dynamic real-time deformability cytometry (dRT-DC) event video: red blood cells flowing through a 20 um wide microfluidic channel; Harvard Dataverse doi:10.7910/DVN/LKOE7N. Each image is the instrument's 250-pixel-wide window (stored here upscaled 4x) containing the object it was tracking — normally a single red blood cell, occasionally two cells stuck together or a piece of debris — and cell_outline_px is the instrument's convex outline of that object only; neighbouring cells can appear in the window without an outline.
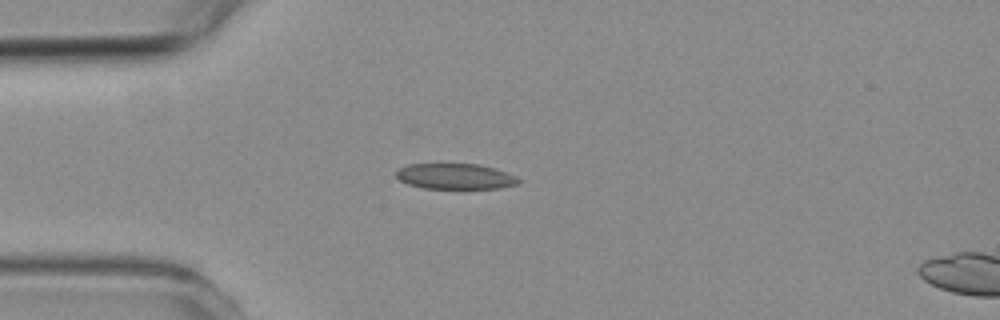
{"species": "common noctule bat (a hibernating species)", "species_latin": "Nyctalus noctula", "temperature_condition": "room temperature", "stored_images_in_passage": 2, "segment_of_instrument_passage": [1, 2], "camera_frame_rate_fps": 3000, "um_per_image_px": 0.085, "animal": {"sex": "female", "body_mass_g": 19.3, "forearm_length_mm": 54.1}, "frame": {"image": 1, "passage_image": 1, "time_ms": 0.0, "image_size_px": [1000, 320], "cell_outline_px": [[520, 184], [500, 188], [424, 188], [408, 184], [400, 180], [396, 176], [396, 168], [408, 164], [480, 164], [496, 168], [516, 176], [520, 180]], "centroid_in_image_um": [38.71, 14.98], "position_along_channel_um": 46.3, "area_um2": 18.38}}